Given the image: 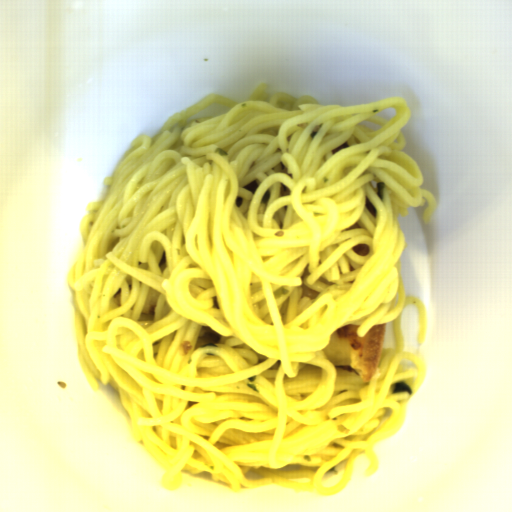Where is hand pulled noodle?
<instances>
[{
	"label": "hand pulled noodle",
	"mask_w": 512,
	"mask_h": 512,
	"mask_svg": "<svg viewBox=\"0 0 512 512\" xmlns=\"http://www.w3.org/2000/svg\"><path fill=\"white\" fill-rule=\"evenodd\" d=\"M266 83L245 101L208 93L135 137L80 220L67 271L77 360L114 388L133 439L164 470L211 473L242 492L275 484L331 496L365 451L404 425L427 377L404 350L398 216L436 197L402 151L403 96L355 105ZM425 198V199H424ZM369 383L334 367L330 333L392 322Z\"/></svg>",
	"instance_id": "1"
}]
</instances>
